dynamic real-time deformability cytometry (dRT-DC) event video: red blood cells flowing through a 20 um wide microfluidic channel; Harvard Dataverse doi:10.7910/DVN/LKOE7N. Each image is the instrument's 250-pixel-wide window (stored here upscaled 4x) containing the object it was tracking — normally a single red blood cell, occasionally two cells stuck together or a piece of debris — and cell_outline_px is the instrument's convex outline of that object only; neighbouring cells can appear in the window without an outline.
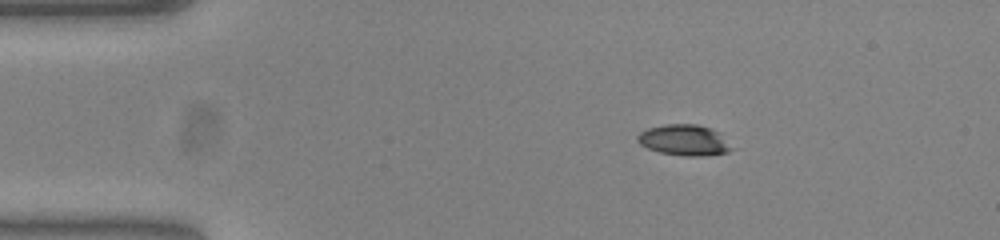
{"species": "common noctule bat (a hibernating species)", "species_latin": "Nyctalus noctula", "temperature_condition": "warm", "stored_images_in_passage": 45, "camera_frame_rate_fps": 3000, "um_per_image_px": 0.085, "animal": {"sex": "female", "body_mass_g": 23.0, "forearm_length_mm": 53.4}, "frame": {"image": 1, "passage_image": 1, "time_ms": 0.0, "image_size_px": [1000, 240], "cell_outline_px": [[736, 148], [728, 152], [704, 156], [684, 156], [660, 152], [648, 148], [640, 144], [636, 140], [636, 136], [640, 132], [648, 128], [668, 124], [696, 124], [708, 128], [716, 132]], "centroid_in_image_um": [58.15, 11.92], "position_along_channel_um": 26.9, "area_um2": 16.82}}
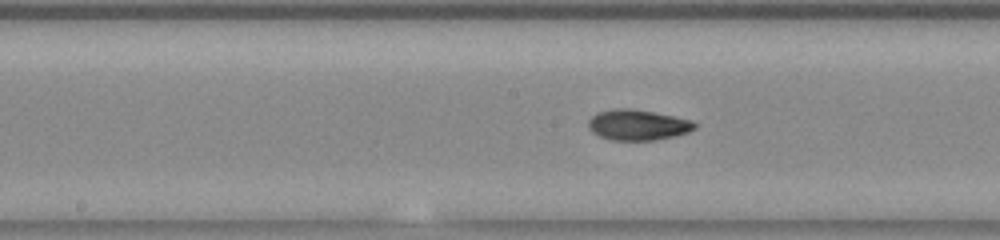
{"frame": {"image": 2, "passage_image": 19, "time_ms": 6.0, "image_size_px": [1000, 240], "cell_outline_px": [[696, 128], [688, 132], [676, 136], [656, 140], [612, 140], [600, 136], [592, 132], [588, 128], [588, 120], [592, 116], [600, 112], [612, 108], [628, 108], [652, 112], [692, 120], [696, 124]], "centroid_in_image_um": [54.2, 10.62], "position_along_channel_um": 194.0, "area_um2": 18.9}}
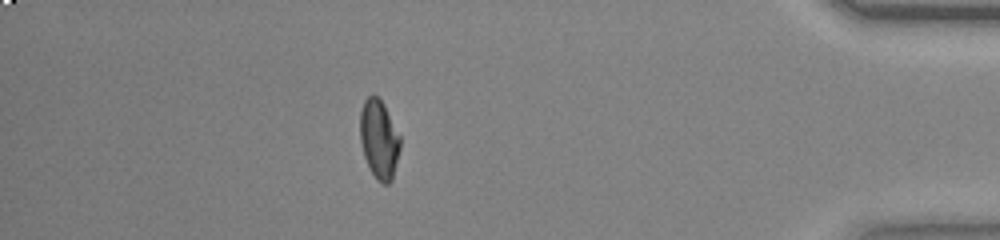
{"frame": {"image": 3, "passage_image": 39, "time_ms": 12.667, "image_size_px": [1000, 240], "cell_outline_px": [[400, 148], [392, 180], [388, 184], [384, 184], [376, 180], [364, 156], [360, 140], [360, 112], [364, 100], [368, 96], [376, 96], [384, 104], [400, 136]], "centroid_in_image_um": [32.22, 11.84], "position_along_channel_um": 403.0, "area_um2": 18.32}, "authors_computed_cell_mechanics": {"area_um2": 18.4382, "velocity_mm_per_s": 3.8455, "shape_relaxation_time_tau1_ms": 6.4291, "shape_relaxation_time_tau2_ms": 2.5618, "deformation_change_tau1": 0.2458, "deformation_change_tau2": 0.0754}}